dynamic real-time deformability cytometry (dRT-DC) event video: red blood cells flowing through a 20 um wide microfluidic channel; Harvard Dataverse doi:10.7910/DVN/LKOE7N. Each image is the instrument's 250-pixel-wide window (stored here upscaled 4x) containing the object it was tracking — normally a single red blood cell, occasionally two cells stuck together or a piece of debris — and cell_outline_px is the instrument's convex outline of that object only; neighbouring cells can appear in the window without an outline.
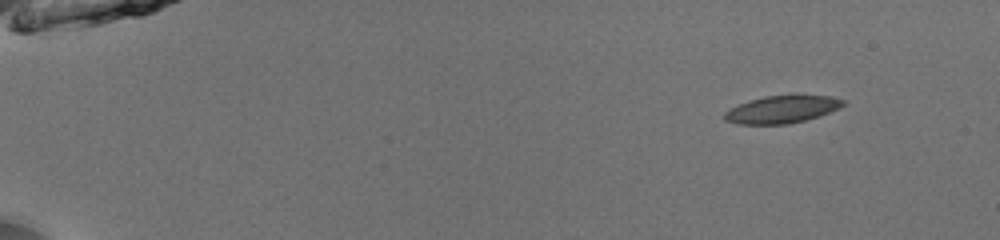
{"species": "common noctule bat (a hibernating species)", "species_latin": "Nyctalus noctula", "temperature_condition": "room temperature", "stored_images_in_passage": 48, "camera_frame_rate_fps": 3000, "um_per_image_px": 0.085, "animal": {"sex": "male", "body_mass_g": 13.0, "forearm_length_mm": 53.1}, "frame": {"image": 1, "passage_image": 1, "time_ms": 0.0, "image_size_px": [1000, 240], "cell_outline_px": [[844, 104], [840, 108], [820, 116], [788, 124], [736, 124], [724, 120], [724, 112], [748, 100], [764, 96], [792, 92], [796, 92], [832, 96], [844, 100]], "centroid_in_image_um": [66.52, 9.24], "position_along_channel_um": 18.5, "area_um2": 19.83}}
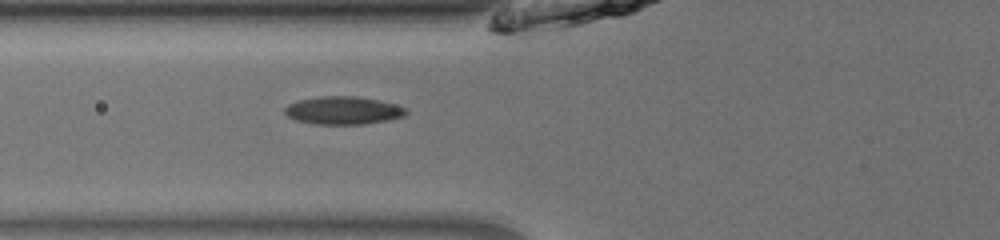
{"frame": {"image": 2, "passage_image": 17, "time_ms": 5.333, "image_size_px": [1000, 240], "cell_outline_px": [[408, 112], [404, 116], [388, 120], [364, 124], [316, 124], [296, 120], [288, 116], [284, 112], [284, 108], [288, 104], [300, 100], [320, 96], [356, 96], [380, 100], [408, 108]], "centroid_in_image_um": [29.19, 9.38], "position_along_channel_um": 96.6, "area_um2": 19.77}}
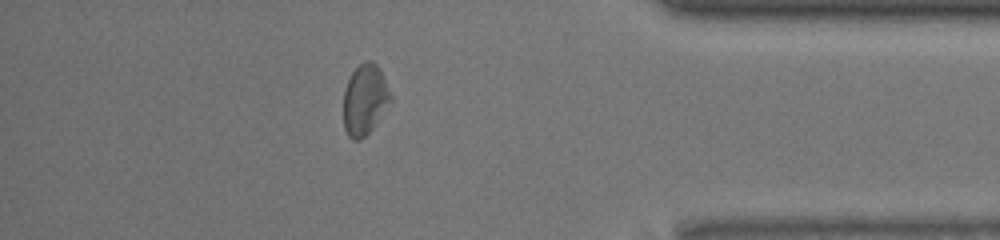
{"frame": {"image": 3, "passage_image": 42, "time_ms": 13.667, "image_size_px": [1000, 240], "cell_outline_px": [[392, 100], [372, 128], [360, 140], [352, 140], [348, 136], [344, 128], [344, 92], [348, 80], [352, 72], [364, 60], [372, 60], [380, 68], [392, 96]], "centroid_in_image_um": [31.01, 8.45], "position_along_channel_um": 404.2, "area_um2": 19.31}, "authors_computed_cell_mechanics": {"area_um2": 19.4497, "velocity_mm_per_s": 3.944, "shape_relaxation_time_tau1_ms": null, "shape_relaxation_time_tau2_ms": 2.9582, "deformation_change_tau1": null, "deformation_change_tau2": 0.0915}}